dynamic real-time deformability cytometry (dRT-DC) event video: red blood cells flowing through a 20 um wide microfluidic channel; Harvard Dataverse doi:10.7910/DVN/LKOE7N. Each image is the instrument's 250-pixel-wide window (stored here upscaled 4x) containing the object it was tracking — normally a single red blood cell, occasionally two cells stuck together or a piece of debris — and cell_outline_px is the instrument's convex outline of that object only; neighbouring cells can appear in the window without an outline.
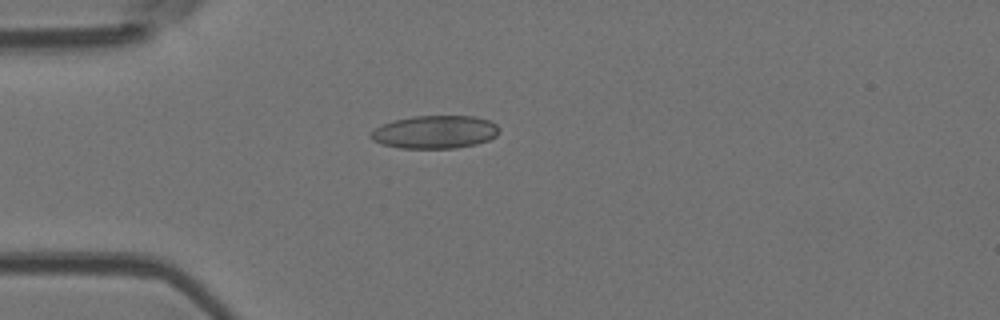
{"species": "Egyptian fruit bat (a non-hibernating species)", "species_latin": "Rousettus aegyptiacus", "temperature_condition": "room temperature", "stored_images_in_passage": 4, "camera_frame_rate_fps": 3000, "um_per_image_px": 0.085, "animal": {"sex": "female"}, "frame": {"image": 1, "passage_image": 2, "time_ms": 1.333, "image_size_px": [1000, 320], "cell_outline_px": [[500, 128], [496, 136], [488, 140], [476, 144], [452, 148], [400, 148], [384, 144], [372, 140], [368, 136], [376, 128], [384, 124], [396, 120], [412, 116], [476, 116], [488, 120], [496, 124]], "centroid_in_image_um": [36.99, 11.22], "position_along_channel_um": 48.0, "area_um2": 24.51}}